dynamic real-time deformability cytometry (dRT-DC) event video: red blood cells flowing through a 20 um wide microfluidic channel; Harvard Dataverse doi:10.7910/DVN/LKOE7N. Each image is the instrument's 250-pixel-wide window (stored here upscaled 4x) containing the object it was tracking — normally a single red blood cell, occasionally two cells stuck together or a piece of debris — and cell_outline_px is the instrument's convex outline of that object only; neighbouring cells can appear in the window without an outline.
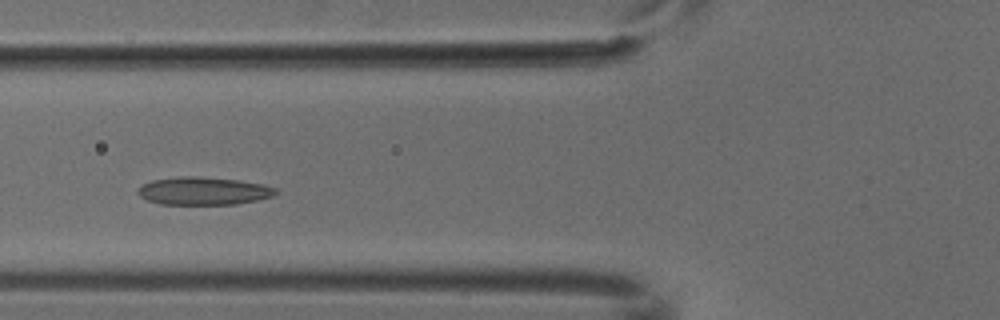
{"species": "common noctule bat (a hibernating species)", "species_latin": "Nyctalus noctula", "temperature_condition": "cold", "stored_images_in_passage": 3, "camera_frame_rate_fps": 3000, "um_per_image_px": 0.085, "animal": {"sex": "male", "body_mass_g": 18.8}, "frame": {"image": 1, "passage_image": 3, "time_ms": 0.667, "image_size_px": [1000, 320], "cell_outline_px": [[280, 192], [272, 196], [256, 200], [236, 204], [160, 204], [148, 200], [140, 196], [136, 192], [144, 184], [152, 180], [176, 176], [200, 176], [236, 180], [264, 184], [276, 188]], "centroid_in_image_um": [17.31, 16.22], "position_along_channel_um": 108.5, "area_um2": 22.37}}